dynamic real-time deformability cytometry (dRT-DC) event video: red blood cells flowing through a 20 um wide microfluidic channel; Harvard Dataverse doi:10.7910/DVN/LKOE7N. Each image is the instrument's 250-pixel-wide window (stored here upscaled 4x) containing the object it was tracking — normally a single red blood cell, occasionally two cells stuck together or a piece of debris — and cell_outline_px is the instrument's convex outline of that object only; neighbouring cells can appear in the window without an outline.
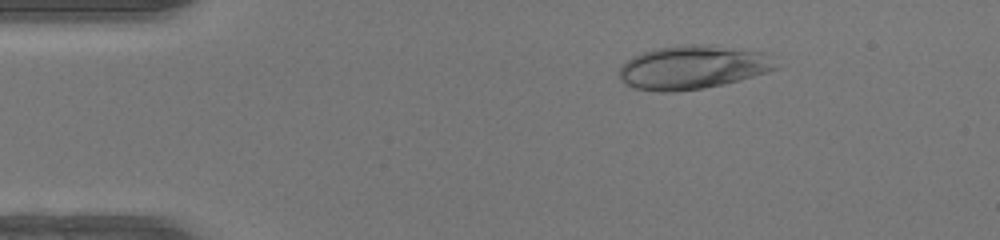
{"species": "human", "species_latin": "Homo sapiens", "temperature_condition": "warm", "stored_images_in_passage": 47, "camera_frame_rate_fps": 3000, "um_per_image_px": 0.085, "donor": {"sex": "female"}, "frame": {"image": 1, "passage_image": 7, "time_ms": 2.0, "image_size_px": [1000, 240], "cell_outline_px": [[780, 68], [768, 72], [724, 84], [704, 88], [676, 92], [660, 92], [636, 88], [624, 84], [620, 80], [620, 68], [632, 56], [652, 48], [684, 44], [708, 44], [764, 52]], "centroid_in_image_um": [58.87, 5.71], "position_along_channel_um": 26.1, "area_um2": 40.06}}
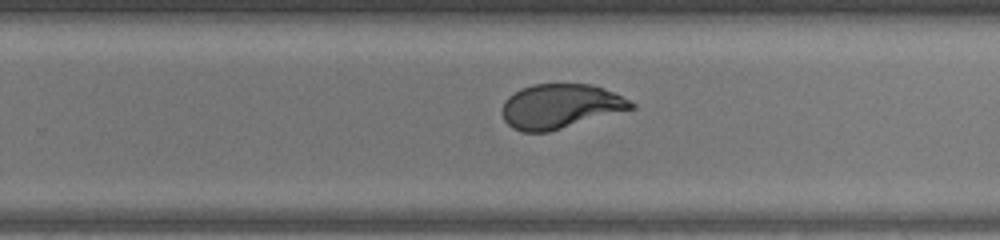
{"frame": {"image": 2, "passage_image": 30, "time_ms": 9.667, "image_size_px": [1000, 240], "cell_outline_px": [[636, 108], [548, 132], [524, 132], [512, 128], [504, 120], [504, 100], [508, 96], [520, 88], [532, 84], [592, 84], [604, 88], [636, 104]], "centroid_in_image_um": [47.63, 9.03], "position_along_channel_um": 282.2, "area_um2": 33.29}}
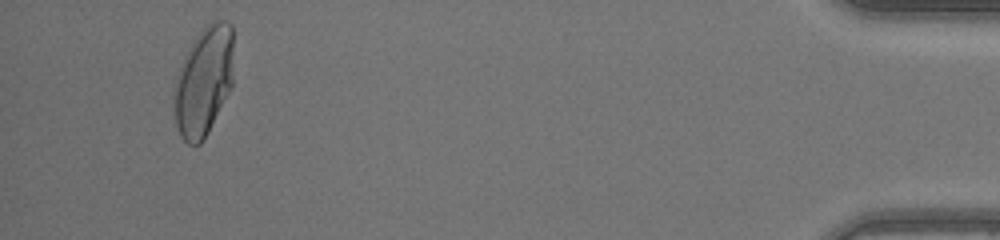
{"frame": {"image": 3, "passage_image": 45, "time_ms": 14.667, "image_size_px": [1000, 240], "cell_outline_px": [[232, 88], [208, 132], [200, 144], [188, 144], [180, 136], [176, 124], [172, 96], [172, 92], [176, 76], [180, 64], [192, 40], [212, 20], [224, 20], [232, 24]], "centroid_in_image_um": [17.29, 6.9], "position_along_channel_um": 417.9, "area_um2": 38.26}, "authors_computed_cell_mechanics": {"area_um2": 35.547, "velocity_mm_per_s": 4.2622, "shape_relaxation_time_tau1_ms": 6.2037, "shape_relaxation_time_tau2_ms": null, "deformation_change_tau1": 0.2786, "deformation_change_tau2": null}}